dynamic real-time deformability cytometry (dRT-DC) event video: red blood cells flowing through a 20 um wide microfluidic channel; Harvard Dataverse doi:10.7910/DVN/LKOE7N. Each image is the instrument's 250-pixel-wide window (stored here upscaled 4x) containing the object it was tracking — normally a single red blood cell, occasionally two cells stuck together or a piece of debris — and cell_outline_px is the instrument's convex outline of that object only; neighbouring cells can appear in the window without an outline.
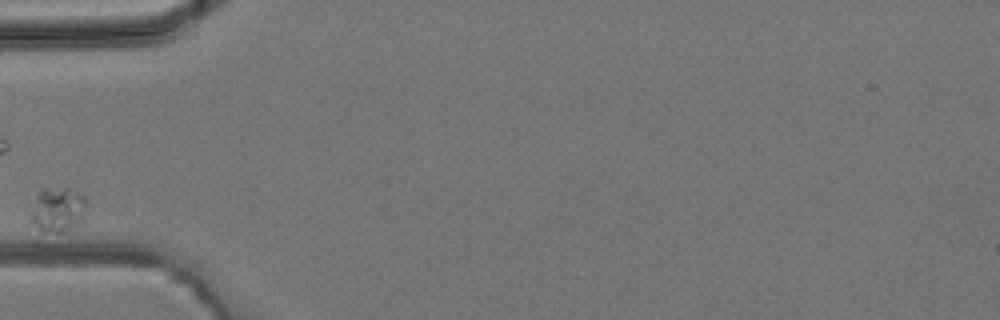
{"species": "common noctule bat (a hibernating species)", "species_latin": "Nyctalus noctula", "temperature_condition": "room temperature", "stored_images_in_passage": 4, "camera_frame_rate_fps": 3000, "um_per_image_px": 0.085, "animal": {"sex": "male", "body_mass_g": 19.2, "forearm_length_mm": 51.8}, "frame": {"image": 1, "passage_image": 4, "time_ms": 5.0, "image_size_px": [1000, 320], "cell_outline_px": [[84, 220], [80, 224], [64, 232], [40, 232], [28, 224], [28, 220], [36, 196], [44, 188], [68, 188], [80, 192], [84, 196]], "centroid_in_image_um": [4.86, 17.87], "position_along_channel_um": 80.1, "area_um2": 14.97}}